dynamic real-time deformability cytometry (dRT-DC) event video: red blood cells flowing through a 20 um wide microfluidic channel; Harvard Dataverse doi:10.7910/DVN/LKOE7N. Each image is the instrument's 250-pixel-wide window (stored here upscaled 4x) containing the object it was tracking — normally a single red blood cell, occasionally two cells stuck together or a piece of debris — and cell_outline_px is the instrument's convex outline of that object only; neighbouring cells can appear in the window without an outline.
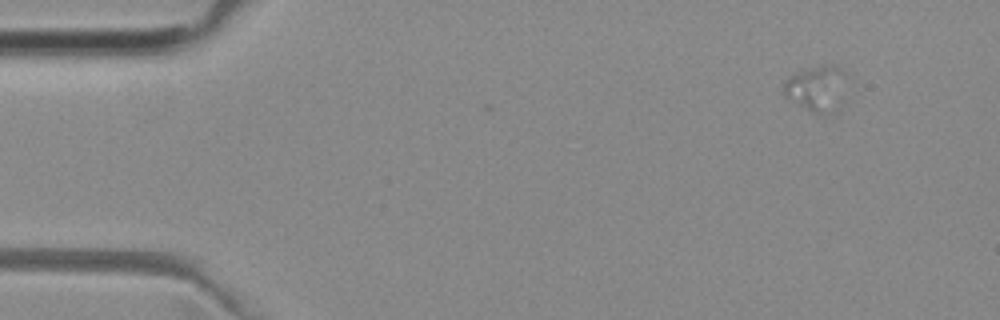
{"species": "common noctule bat (a hibernating species)", "species_latin": "Nyctalus noctula", "temperature_condition": "room temperature", "stored_images_in_passage": 50, "camera_frame_rate_fps": 3000, "um_per_image_px": 0.085, "animal": {"sex": "female", "body_mass_g": 29.2, "forearm_length_mm": 56.3}, "frame": {"image": 1, "passage_image": 1, "time_ms": 0.0, "image_size_px": [1000, 320], "cell_outline_px": [[840, 72], [820, 116], [784, 96], [784, 80], [800, 68], [824, 64], [840, 64]], "centroid_in_image_um": [69.02, 7.32], "position_along_channel_um": 16.0, "area_um2": 13.76}}
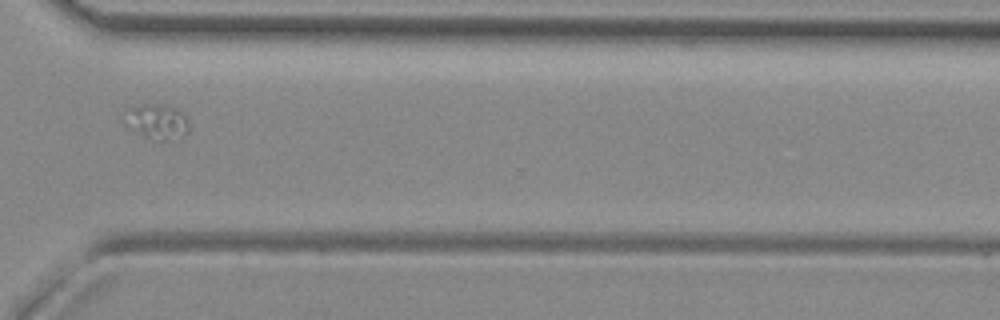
{"frame": {"image": 2, "passage_image": 36, "time_ms": 11.667, "image_size_px": [1000, 320], "cell_outline_px": [[188, 132], [184, 136], [164, 140], [152, 140], [140, 128], [132, 108], [144, 104], [156, 104], [176, 108], [188, 120]], "centroid_in_image_um": [13.69, 10.34], "position_along_channel_um": 356.9, "area_um2": 10.98}}
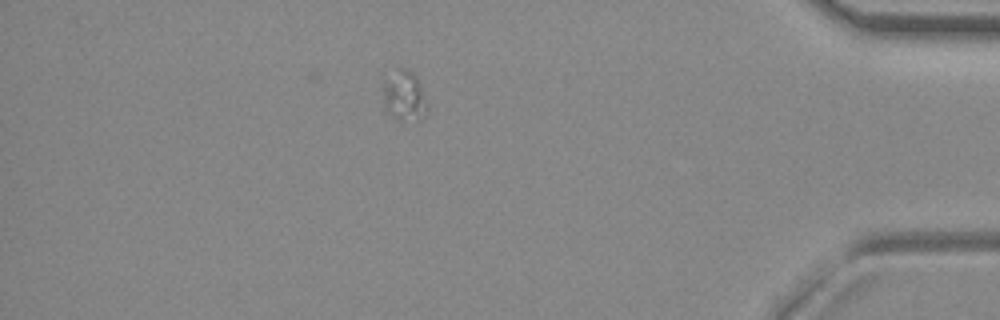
{"frame": {"image": 3, "passage_image": 43, "time_ms": 14.0, "image_size_px": [1000, 320], "cell_outline_px": [[428, 108], [424, 116], [404, 120], [396, 120], [384, 108], [384, 84], [400, 68], [408, 68], [416, 76], [428, 104]], "centroid_in_image_um": [34.39, 8.17], "position_along_channel_um": 400.8, "area_um2": 12.43}}